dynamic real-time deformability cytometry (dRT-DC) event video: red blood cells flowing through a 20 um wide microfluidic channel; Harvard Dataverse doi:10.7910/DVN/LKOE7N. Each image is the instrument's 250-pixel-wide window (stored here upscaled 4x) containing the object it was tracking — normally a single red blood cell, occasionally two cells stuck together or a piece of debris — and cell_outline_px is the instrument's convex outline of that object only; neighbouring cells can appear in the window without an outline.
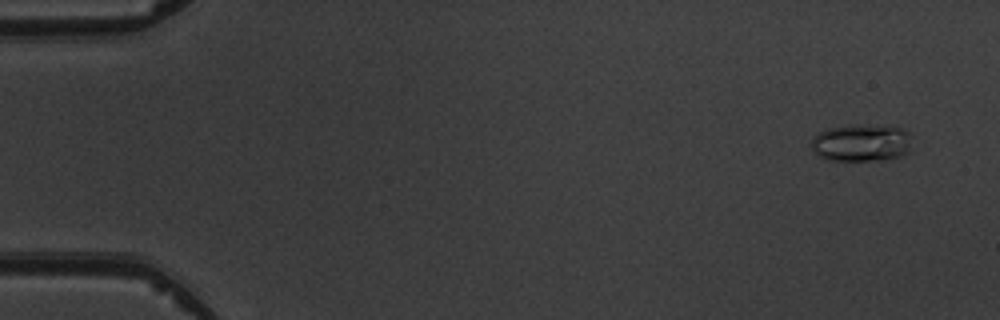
{"species": "common noctule bat (a hibernating species)", "species_latin": "Nyctalus noctula", "temperature_condition": "warm", "stored_images_in_passage": 5, "camera_frame_rate_fps": 3000, "um_per_image_px": 0.085, "animal": {"sex": "male", "body_mass_g": 19.5, "forearm_length_mm": 54.6}, "frame": {"image": 1, "passage_image": 2, "time_ms": 1.0, "image_size_px": [1000, 320], "cell_outline_px": [[912, 132], [908, 152], [900, 156], [884, 160], [828, 160], [820, 156], [812, 148], [812, 136], [816, 132], [828, 128], [848, 124], [860, 124], [900, 128]], "centroid_in_image_um": [73.21, 12.12], "position_along_channel_um": 11.8, "area_um2": 22.14}}